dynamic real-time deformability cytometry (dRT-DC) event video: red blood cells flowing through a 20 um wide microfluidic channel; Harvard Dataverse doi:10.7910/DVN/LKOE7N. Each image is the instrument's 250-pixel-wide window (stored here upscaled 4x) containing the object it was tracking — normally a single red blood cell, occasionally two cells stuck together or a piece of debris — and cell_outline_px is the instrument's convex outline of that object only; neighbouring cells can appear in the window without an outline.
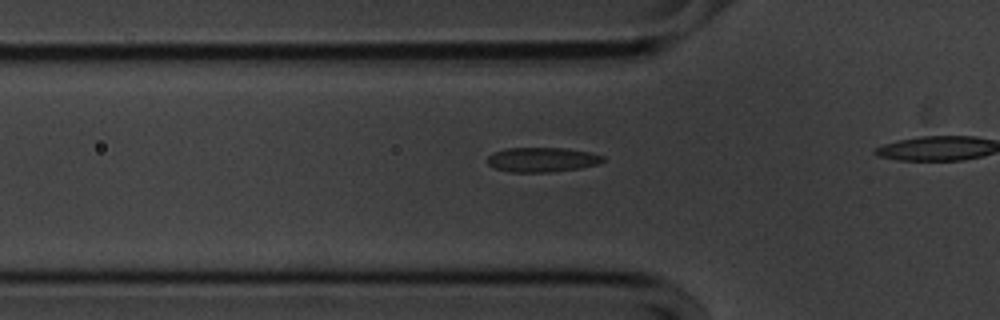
{"species": "common noctule bat (a hibernating species)", "species_latin": "Nyctalus noctula", "temperature_condition": "cold", "stored_images_in_passage": 10, "camera_frame_rate_fps": 3000, "um_per_image_px": 0.085, "animal": {"sex": "male", "body_mass_g": 20.1, "forearm_length_mm": 53.5}, "frame": {"image": 1, "passage_image": 4, "time_ms": 1.0, "image_size_px": [1000, 320], "cell_outline_px": [[604, 160], [600, 164], [580, 168], [548, 172], [512, 172], [496, 168], [488, 164], [488, 156], [492, 152], [508, 148], [568, 148], [588, 152], [604, 156]], "centroid_in_image_um": [46.09, 13.56], "position_along_channel_um": 79.7, "area_um2": 16.53}}
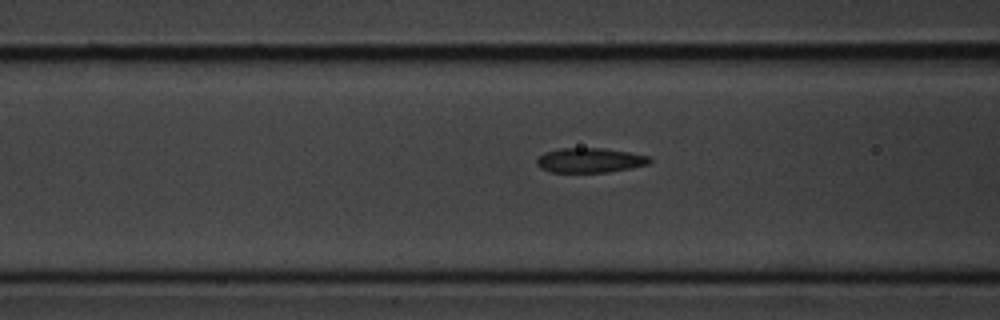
{"frame": {"image": 2, "passage_image": 7, "time_ms": 2.0, "image_size_px": [1000, 320], "cell_outline_px": [[652, 160], [648, 164], [632, 168], [608, 172], [552, 172], [540, 168], [536, 164], [536, 160], [544, 152], [560, 148], [604, 148], [628, 152], [648, 156]], "centroid_in_image_um": [50.13, 13.62], "position_along_channel_um": 116.5, "area_um2": 16.24}}